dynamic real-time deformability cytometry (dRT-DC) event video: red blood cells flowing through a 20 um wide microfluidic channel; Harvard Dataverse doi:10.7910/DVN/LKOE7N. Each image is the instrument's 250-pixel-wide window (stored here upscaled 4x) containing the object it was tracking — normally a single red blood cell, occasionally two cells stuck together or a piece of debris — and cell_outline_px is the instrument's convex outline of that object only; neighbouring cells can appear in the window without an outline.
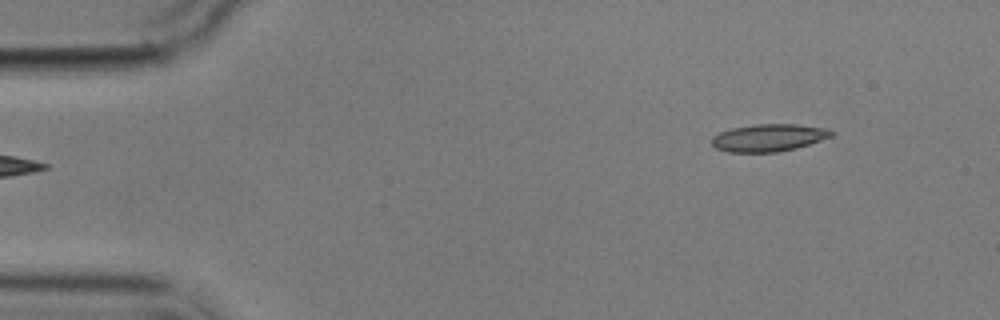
{"species": "common noctule bat (a hibernating species)", "species_latin": "Nyctalus noctula", "temperature_condition": "cold", "stored_images_in_passage": 5, "segment_of_instrument_passage": [2, 2], "camera_frame_rate_fps": 3000, "um_per_image_px": 0.085, "animal": {"sex": "male", "body_mass_g": 17.9}, "frame": {"image": 1, "passage_image": 5, "time_ms": 5.0, "image_size_px": [1000, 320], "cell_outline_px": [[836, 132], [832, 136], [796, 148], [776, 152], [728, 152], [716, 148], [712, 144], [712, 136], [720, 132], [732, 128], [756, 124], [800, 124], [828, 128]], "centroid_in_image_um": [65.36, 11.69], "position_along_channel_um": 19.6, "area_um2": 19.13}}